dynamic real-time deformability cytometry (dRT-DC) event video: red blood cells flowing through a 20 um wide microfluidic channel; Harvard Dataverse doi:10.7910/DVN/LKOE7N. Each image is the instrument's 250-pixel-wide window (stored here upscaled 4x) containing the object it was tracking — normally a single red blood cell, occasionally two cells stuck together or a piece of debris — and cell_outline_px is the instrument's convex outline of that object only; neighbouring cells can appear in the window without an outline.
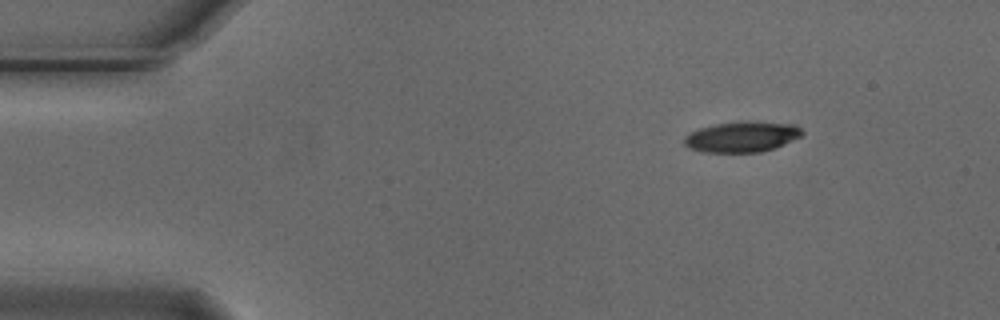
{"species": "Egyptian fruit bat (a non-hibernating species)", "species_latin": "Rousettus aegyptiacus", "temperature_condition": "cold", "stored_images_in_passage": 5, "camera_frame_rate_fps": 3000, "um_per_image_px": 0.085, "animal": {"sex": "male"}, "frame": {"image": 1, "passage_image": 1, "time_ms": 0.0, "image_size_px": [1000, 320], "cell_outline_px": [[804, 132], [800, 136], [772, 148], [760, 152], [704, 152], [688, 148], [684, 144], [684, 136], [700, 128], [716, 124], [796, 124]], "centroid_in_image_um": [62.99, 11.68], "position_along_channel_um": 22.0, "area_um2": 19.77}}
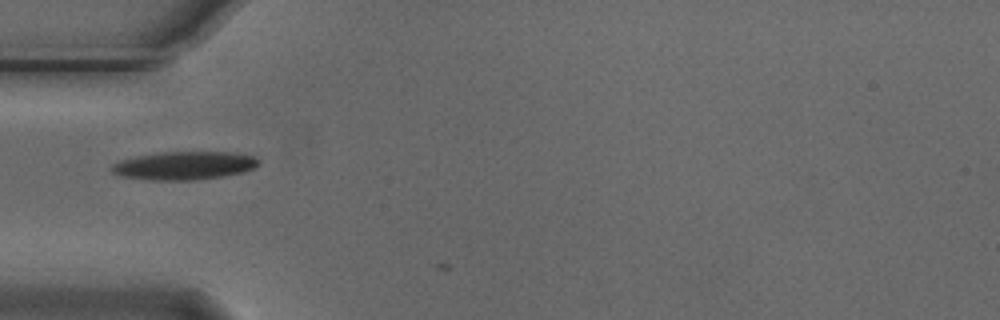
{"frame": {"image": 2, "passage_image": 4, "time_ms": 1.0, "image_size_px": [1000, 320], "cell_outline_px": [[260, 164], [244, 172], [224, 176], [192, 180], [152, 180], [120, 176], [112, 172], [108, 168], [112, 164], [120, 160], [136, 156], [160, 152], [236, 152], [256, 156], [260, 160]], "centroid_in_image_um": [15.67, 14.07], "position_along_channel_um": 69.3, "area_um2": 24.45}}